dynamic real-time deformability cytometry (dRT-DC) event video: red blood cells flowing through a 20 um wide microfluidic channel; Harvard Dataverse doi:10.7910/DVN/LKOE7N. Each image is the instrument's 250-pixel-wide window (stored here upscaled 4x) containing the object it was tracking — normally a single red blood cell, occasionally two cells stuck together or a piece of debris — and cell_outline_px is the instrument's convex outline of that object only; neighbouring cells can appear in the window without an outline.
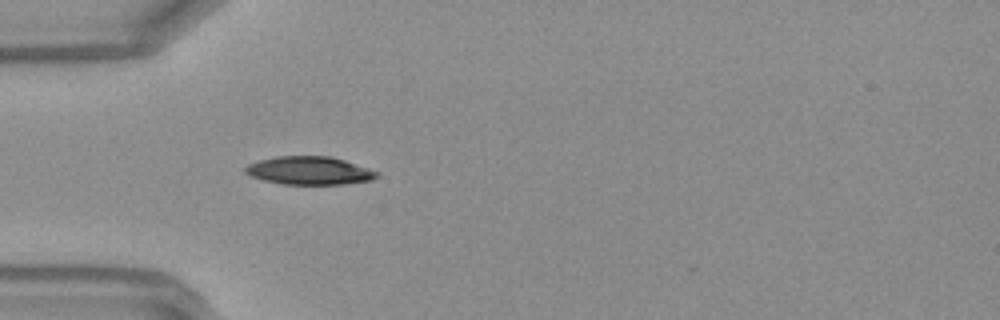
{"species": "Egyptian fruit bat (a non-hibernating species)", "species_latin": "Rousettus aegyptiacus", "temperature_condition": "warm", "stored_images_in_passage": 34, "camera_frame_rate_fps": 3000, "um_per_image_px": 0.085, "frame": {"image": 1, "passage_image": 1, "time_ms": 0.0, "image_size_px": [1000, 320], "cell_outline_px": [[380, 176], [372, 180], [344, 184], [284, 184], [264, 180], [252, 176], [244, 172], [244, 168], [248, 164], [260, 160], [276, 156], [328, 156], [344, 160], [380, 172]], "centroid_in_image_um": [26.32, 14.5], "position_along_channel_um": 58.7, "area_um2": 21.5}}
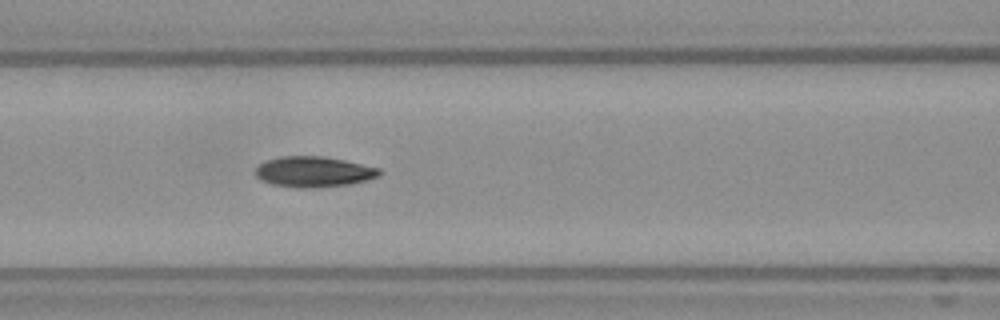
{"frame": {"image": 2, "passage_image": 7, "time_ms": 2.0, "image_size_px": [1000, 320], "cell_outline_px": [[380, 176], [368, 180], [348, 184], [320, 188], [296, 188], [272, 184], [260, 180], [256, 176], [256, 168], [260, 164], [268, 160], [280, 156], [324, 156], [344, 160], [380, 168]], "centroid_in_image_um": [26.67, 14.61], "position_along_channel_um": 139.9, "area_um2": 22.2}}
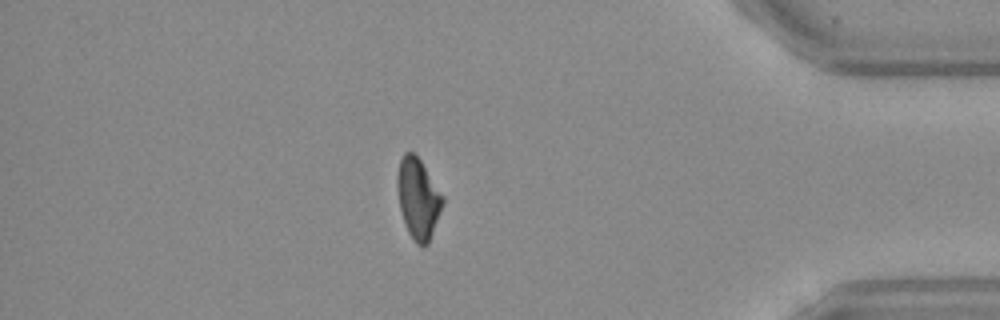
{"frame": {"image": 3, "passage_image": 28, "time_ms": 9.0, "image_size_px": [1000, 320], "cell_outline_px": [[444, 204], [428, 244], [416, 244], [408, 232], [400, 208], [396, 184], [396, 176], [400, 160], [404, 152], [412, 152], [420, 160], [444, 196]], "centroid_in_image_um": [35.54, 16.85], "position_along_channel_um": 399.7, "area_um2": 21.15}, "authors_computed_cell_mechanics": {"area_um2": 21.964, "velocity_mm_per_s": 4.2235, "shape_relaxation_time_tau1_ms": 4.2056, "shape_relaxation_time_tau2_ms": 3.7063, "deformation_change_tau1": 0.1505, "deformation_change_tau2": 0.0845}}